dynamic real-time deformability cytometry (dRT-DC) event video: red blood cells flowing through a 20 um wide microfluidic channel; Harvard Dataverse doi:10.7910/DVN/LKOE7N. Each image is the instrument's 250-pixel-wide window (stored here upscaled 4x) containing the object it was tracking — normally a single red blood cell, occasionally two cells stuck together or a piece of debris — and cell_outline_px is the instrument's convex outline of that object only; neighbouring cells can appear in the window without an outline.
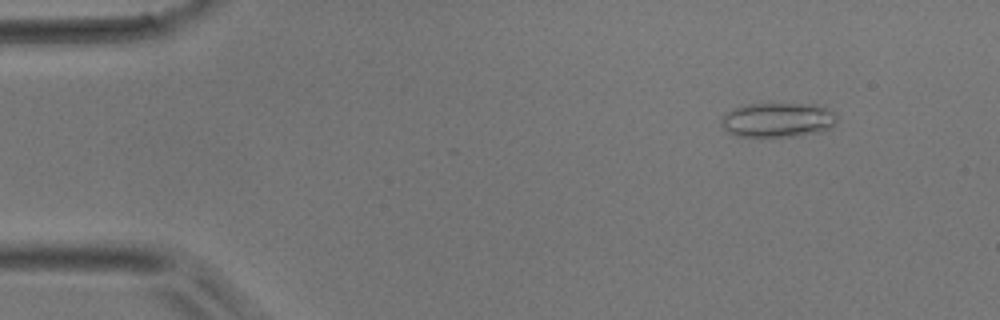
{"species": "common noctule bat (a hibernating species)", "species_latin": "Nyctalus noctula", "temperature_condition": "room temperature", "stored_images_in_passage": 12, "camera_frame_rate_fps": 3000, "um_per_image_px": 0.085, "animal": {"sex": "male", "body_mass_g": 17.9}, "frame": {"image": 1, "passage_image": 1, "time_ms": 0.0, "image_size_px": [1000, 320], "cell_outline_px": [[836, 120], [832, 128], [820, 132], [796, 136], [736, 136], [728, 132], [720, 124], [720, 120], [728, 112], [744, 104], [816, 104], [832, 112], [836, 116]], "centroid_in_image_um": [66.11, 10.2], "position_along_channel_um": 18.9, "area_um2": 23.12}}